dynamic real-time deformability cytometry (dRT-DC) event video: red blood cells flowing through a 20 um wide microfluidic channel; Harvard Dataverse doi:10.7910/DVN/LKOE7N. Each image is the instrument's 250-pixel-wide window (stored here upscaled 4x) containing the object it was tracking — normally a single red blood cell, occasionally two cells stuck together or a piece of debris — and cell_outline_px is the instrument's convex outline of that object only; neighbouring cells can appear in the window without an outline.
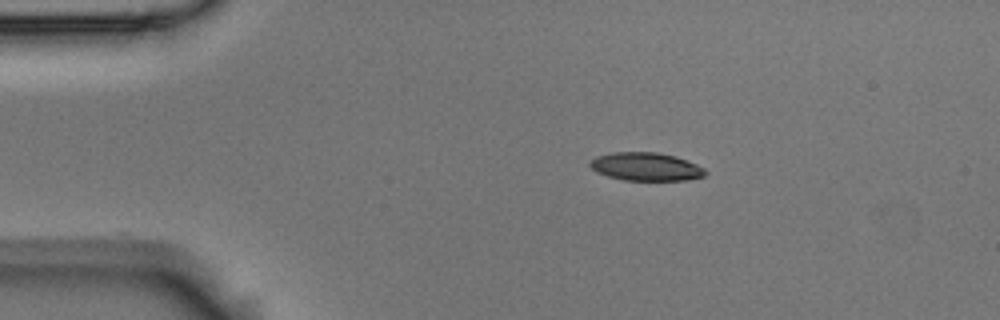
{"species": "Egyptian fruit bat (a non-hibernating species)", "species_latin": "Rousettus aegyptiacus", "temperature_condition": "room temperature", "stored_images_in_passage": 45, "camera_frame_rate_fps": 3000, "um_per_image_px": 0.085, "animal": {"sex": "male"}, "frame": {"image": 1, "passage_image": 1, "time_ms": 0.0, "image_size_px": [1000, 320], "cell_outline_px": [[708, 172], [704, 176], [688, 180], [624, 180], [608, 176], [596, 172], [588, 164], [596, 156], [612, 152], [656, 152], [676, 156], [696, 164], [704, 168]], "centroid_in_image_um": [54.91, 14.16], "position_along_channel_um": 30.1, "area_um2": 18.96}}
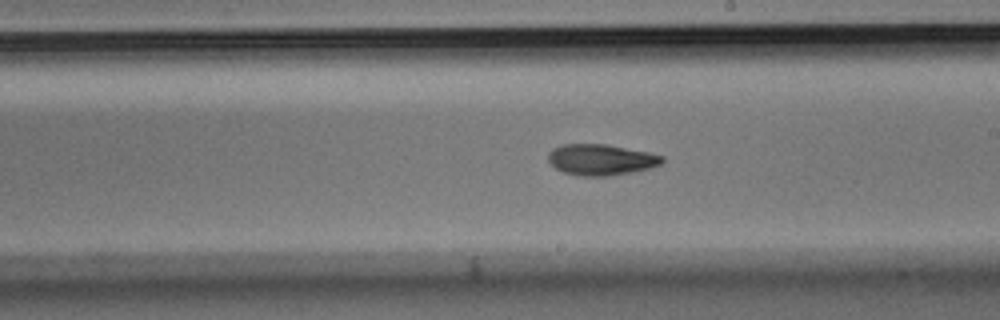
{"frame": {"image": 2, "passage_image": 22, "time_ms": 7.0, "image_size_px": [1000, 320], "cell_outline_px": [[664, 160], [660, 164], [648, 168], [632, 172], [608, 176], [580, 176], [564, 172], [556, 168], [548, 160], [548, 152], [552, 148], [560, 144], [604, 144], [648, 152], [664, 156]], "centroid_in_image_um": [51.05, 13.57], "position_along_channel_um": 237.9, "area_um2": 20.52}}
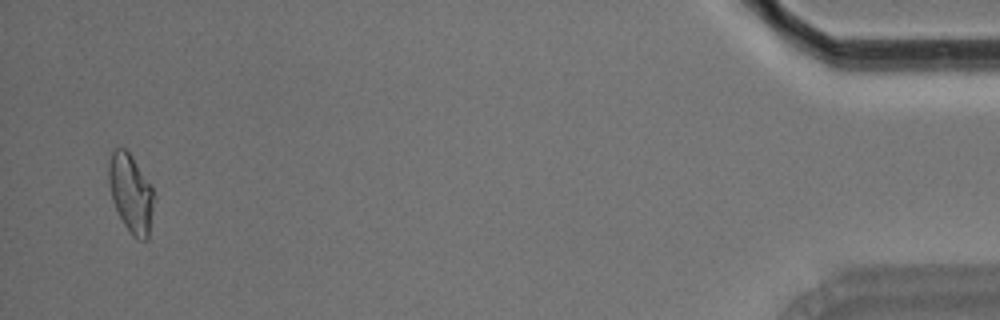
{"frame": {"image": 3, "passage_image": 44, "time_ms": 14.333, "image_size_px": [1000, 320], "cell_outline_px": [[152, 208], [148, 240], [136, 240], [132, 236], [124, 224], [112, 200], [108, 180], [108, 168], [112, 152], [116, 148], [124, 148], [132, 156], [152, 184]], "centroid_in_image_um": [11.11, 16.43], "position_along_channel_um": 424.1, "area_um2": 20.46}, "authors_computed_cell_mechanics": {"area_um2": 20.4034, "velocity_mm_per_s": 3.6787, "shape_relaxation_time_tau1_ms": 7.651, "shape_relaxation_time_tau2_ms": 4.1636, "deformation_change_tau1": 0.185, "deformation_change_tau2": 0.1077}}